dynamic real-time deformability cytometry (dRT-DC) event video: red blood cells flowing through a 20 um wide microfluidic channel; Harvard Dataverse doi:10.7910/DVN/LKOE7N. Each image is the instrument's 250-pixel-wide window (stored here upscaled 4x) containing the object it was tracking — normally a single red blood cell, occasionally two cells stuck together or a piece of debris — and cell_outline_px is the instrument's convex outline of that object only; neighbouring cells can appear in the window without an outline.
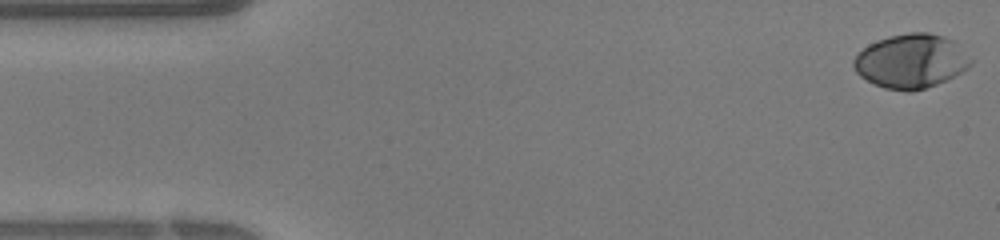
{"species": "human", "species_latin": "Homo sapiens", "temperature_condition": "warm", "stored_images_in_passage": 39, "camera_frame_rate_fps": 3000, "um_per_image_px": 0.085, "donor": {"sex": "female"}, "frame": {"image": 1, "passage_image": 1, "time_ms": 0.0, "image_size_px": [1000, 240], "cell_outline_px": [[972, 64], [968, 68], [936, 84], [912, 92], [908, 92], [884, 88], [860, 76], [856, 72], [852, 64], [852, 60], [868, 44], [888, 36], [908, 32], [928, 32], [944, 36], [952, 40], [972, 60]], "centroid_in_image_um": [77.41, 5.19], "position_along_channel_um": 7.6, "area_um2": 36.65}}
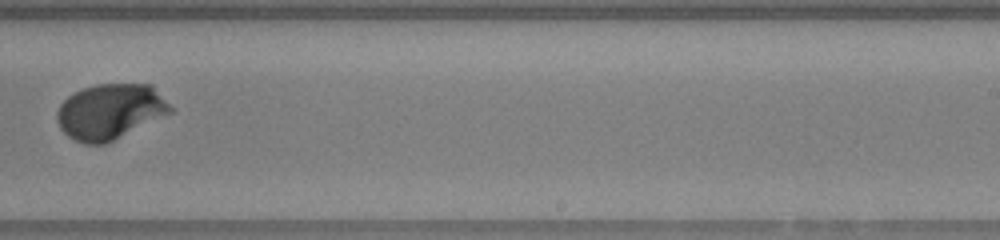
{"frame": {"image": 2, "passage_image": 24, "time_ms": 7.667, "image_size_px": [1000, 240], "cell_outline_px": [[172, 112], [104, 144], [84, 144], [68, 136], [60, 128], [56, 116], [56, 112], [60, 104], [68, 96], [84, 88], [96, 84], [152, 84], [172, 108]], "centroid_in_image_um": [9.34, 9.47], "position_along_channel_um": 279.7, "area_um2": 36.18}}
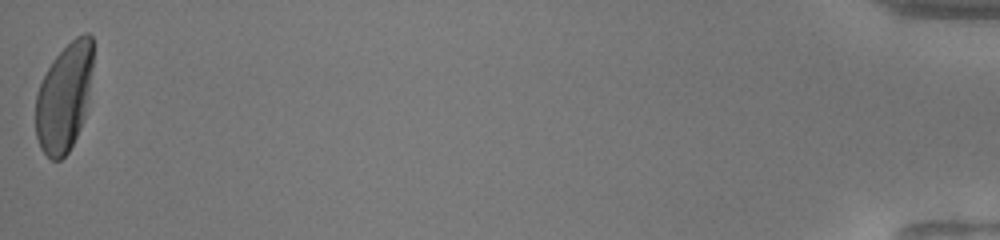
{"frame": {"image": 3, "passage_image": 39, "time_ms": 12.667, "image_size_px": [1000, 240], "cell_outline_px": [[92, 68], [88, 96], [84, 120], [68, 152], [60, 160], [52, 160], [40, 148], [36, 136], [36, 92], [52, 60], [76, 36], [84, 32], [88, 32], [92, 36]], "centroid_in_image_um": [5.45, 8.27], "position_along_channel_um": 429.7, "area_um2": 35.95}}